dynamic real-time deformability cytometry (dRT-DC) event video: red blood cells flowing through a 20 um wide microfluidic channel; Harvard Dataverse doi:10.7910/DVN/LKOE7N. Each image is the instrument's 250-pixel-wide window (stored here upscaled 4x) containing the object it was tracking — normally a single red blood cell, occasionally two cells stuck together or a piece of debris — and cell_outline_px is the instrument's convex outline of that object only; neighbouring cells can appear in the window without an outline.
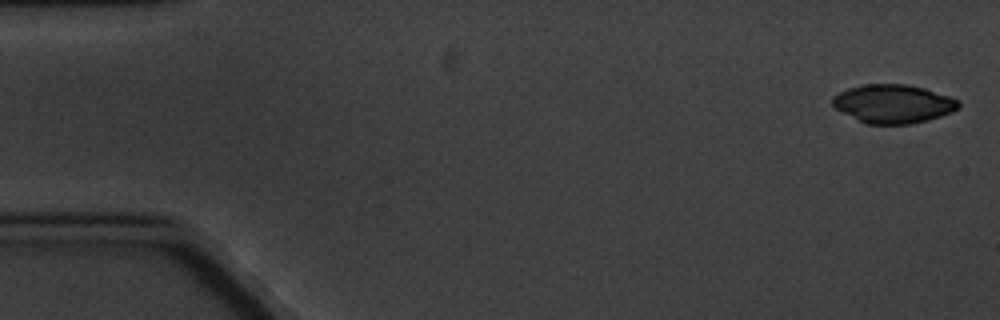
{"species": "common noctule bat (a hibernating species)", "species_latin": "Nyctalus noctula", "temperature_condition": "cold", "stored_images_in_passage": 5, "camera_frame_rate_fps": 3000, "um_per_image_px": 0.085, "animal": {"sex": "male", "body_mass_g": 20.1, "forearm_length_mm": 53.5}, "frame": {"image": 1, "passage_image": 1, "time_ms": 0.0, "image_size_px": [1000, 320], "cell_outline_px": [[960, 108], [952, 112], [928, 120], [912, 124], [864, 124], [836, 108], [832, 104], [832, 96], [848, 88], [864, 84], [908, 84], [924, 88], [960, 100]], "centroid_in_image_um": [75.93, 8.82], "position_along_channel_um": 9.1, "area_um2": 28.44}}